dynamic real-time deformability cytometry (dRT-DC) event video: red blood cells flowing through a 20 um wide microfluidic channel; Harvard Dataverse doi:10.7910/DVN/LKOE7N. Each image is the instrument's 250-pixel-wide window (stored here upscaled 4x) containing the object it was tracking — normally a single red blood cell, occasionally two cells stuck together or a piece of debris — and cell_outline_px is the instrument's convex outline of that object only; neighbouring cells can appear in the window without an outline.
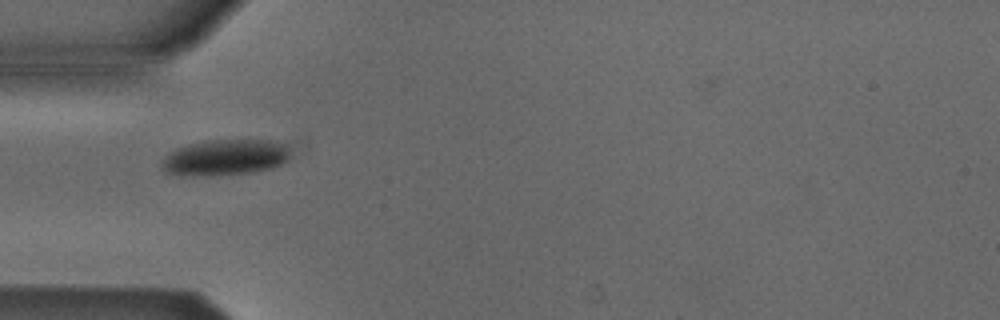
{"species": "Egyptian fruit bat (a non-hibernating species)", "species_latin": "Rousettus aegyptiacus", "temperature_condition": "cold", "stored_images_in_passage": 3, "camera_frame_rate_fps": 3000, "um_per_image_px": 0.085, "animal": {"sex": "male"}, "frame": {"image": 1, "passage_image": 1, "time_ms": 0.0, "image_size_px": [1000, 320], "cell_outline_px": [[284, 160], [280, 164], [272, 168], [252, 172], [208, 176], [168, 172], [164, 168], [164, 156], [168, 152], [176, 148], [188, 144], [204, 140], [276, 140], [284, 144]], "centroid_in_image_um": [19.09, 13.36], "position_along_channel_um": 65.9, "area_um2": 26.13}}
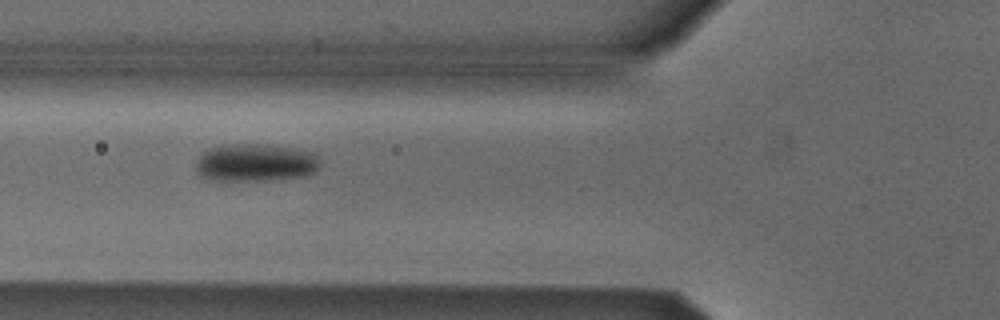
{"frame": {"image": 2, "passage_image": 2, "time_ms": 0.333, "image_size_px": [1000, 320], "cell_outline_px": [[320, 164], [312, 172], [300, 176], [264, 180], [204, 180], [196, 172], [196, 160], [204, 152], [212, 148], [224, 144], [260, 144], [296, 148], [316, 152], [320, 156]], "centroid_in_image_um": [21.69, 13.81], "position_along_channel_um": 104.1, "area_um2": 27.4}}
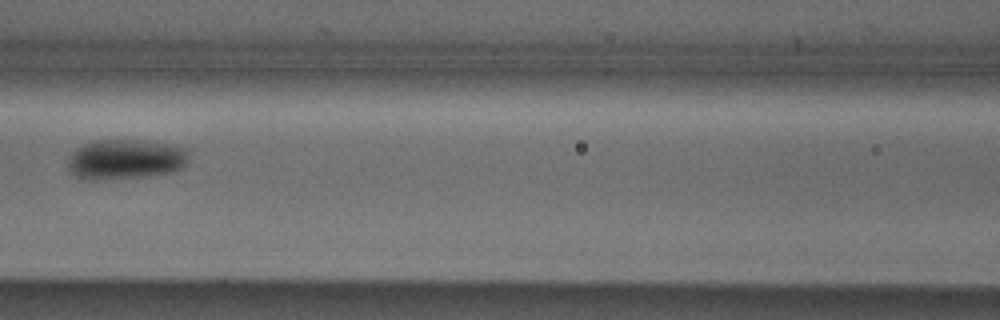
{"frame": {"image": 3, "passage_image": 3, "time_ms": 0.667, "image_size_px": [1000, 320], "cell_outline_px": [[192, 148], [188, 160], [180, 168], [168, 172], [140, 176], [96, 180], [88, 180], [76, 176], [68, 172], [68, 156], [76, 148], [84, 144], [96, 140], [144, 140]], "centroid_in_image_um": [10.66, 13.52], "position_along_channel_um": 155.9, "area_um2": 28.32}}